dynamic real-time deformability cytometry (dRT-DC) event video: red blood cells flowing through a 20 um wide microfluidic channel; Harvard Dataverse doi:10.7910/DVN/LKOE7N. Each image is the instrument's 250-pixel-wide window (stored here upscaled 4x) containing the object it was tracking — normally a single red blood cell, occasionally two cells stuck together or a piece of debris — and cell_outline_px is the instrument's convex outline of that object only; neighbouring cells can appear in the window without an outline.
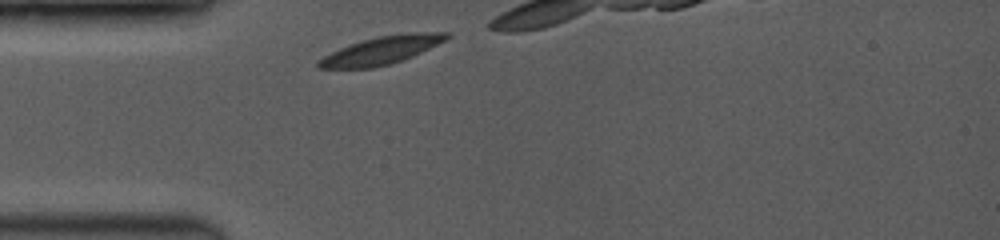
{"species": "common noctule bat (a hibernating species)", "species_latin": "Nyctalus noctula", "temperature_condition": "room temperature", "stored_images_in_passage": 9, "camera_frame_rate_fps": 3500, "um_per_image_px": 0.085, "animal": {"sex": "female", "body_mass_g": 19.0, "forearm_length_mm": 53.3}, "frame": {"image": 1, "passage_image": 1, "time_ms": 0.0, "image_size_px": [1000, 240], "cell_outline_px": [[452, 36], [412, 56], [388, 64], [372, 68], [316, 68], [316, 60], [340, 48], [360, 40], [376, 36], [404, 32], [452, 32]], "centroid_in_image_um": [32.4, 4.25], "position_along_channel_um": 52.6, "area_um2": 20.75}}
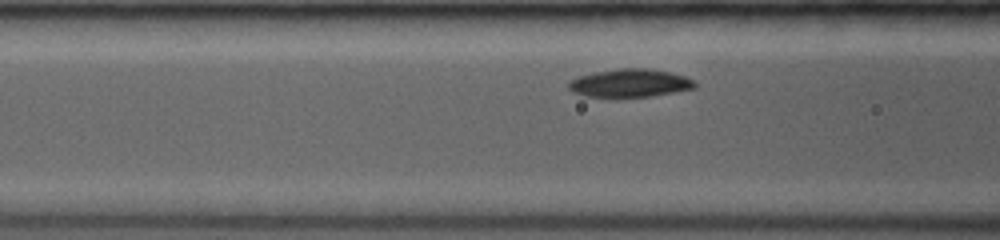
{"frame": {"image": 2, "passage_image": 7, "time_ms": 1.714, "image_size_px": [1000, 240], "cell_outline_px": [[696, 88], [676, 92], [652, 96], [616, 100], [584, 96], [572, 92], [568, 88], [568, 80], [580, 76], [596, 72], [620, 68], [648, 68], [668, 72], [684, 76], [692, 80], [696, 84]], "centroid_in_image_um": [53.48, 7.11], "position_along_channel_um": 113.1, "area_um2": 21.44}}